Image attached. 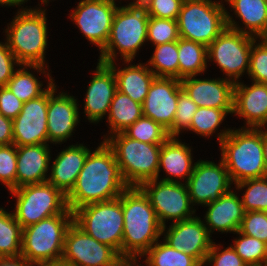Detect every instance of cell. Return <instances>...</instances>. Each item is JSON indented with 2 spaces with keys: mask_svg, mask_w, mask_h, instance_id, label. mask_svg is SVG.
Returning <instances> with one entry per match:
<instances>
[{
  "mask_svg": "<svg viewBox=\"0 0 267 266\" xmlns=\"http://www.w3.org/2000/svg\"><path fill=\"white\" fill-rule=\"evenodd\" d=\"M150 266H202L194 257L158 241L144 254Z\"/></svg>",
  "mask_w": 267,
  "mask_h": 266,
  "instance_id": "obj_34",
  "label": "cell"
},
{
  "mask_svg": "<svg viewBox=\"0 0 267 266\" xmlns=\"http://www.w3.org/2000/svg\"><path fill=\"white\" fill-rule=\"evenodd\" d=\"M142 116V104L117 90L108 112V123L111 127L110 133L113 135L123 132Z\"/></svg>",
  "mask_w": 267,
  "mask_h": 266,
  "instance_id": "obj_29",
  "label": "cell"
},
{
  "mask_svg": "<svg viewBox=\"0 0 267 266\" xmlns=\"http://www.w3.org/2000/svg\"><path fill=\"white\" fill-rule=\"evenodd\" d=\"M224 4L184 0L177 18L179 36L208 47L227 27Z\"/></svg>",
  "mask_w": 267,
  "mask_h": 266,
  "instance_id": "obj_9",
  "label": "cell"
},
{
  "mask_svg": "<svg viewBox=\"0 0 267 266\" xmlns=\"http://www.w3.org/2000/svg\"><path fill=\"white\" fill-rule=\"evenodd\" d=\"M225 163L199 160L195 162L193 173L186 182L192 205H207L229 192L231 184Z\"/></svg>",
  "mask_w": 267,
  "mask_h": 266,
  "instance_id": "obj_16",
  "label": "cell"
},
{
  "mask_svg": "<svg viewBox=\"0 0 267 266\" xmlns=\"http://www.w3.org/2000/svg\"><path fill=\"white\" fill-rule=\"evenodd\" d=\"M120 255L86 234L74 222L65 234L62 261L72 266H114Z\"/></svg>",
  "mask_w": 267,
  "mask_h": 266,
  "instance_id": "obj_14",
  "label": "cell"
},
{
  "mask_svg": "<svg viewBox=\"0 0 267 266\" xmlns=\"http://www.w3.org/2000/svg\"><path fill=\"white\" fill-rule=\"evenodd\" d=\"M235 233L239 235V239H236L234 246H231L243 261L248 266H265L267 261V244L239 231Z\"/></svg>",
  "mask_w": 267,
  "mask_h": 266,
  "instance_id": "obj_37",
  "label": "cell"
},
{
  "mask_svg": "<svg viewBox=\"0 0 267 266\" xmlns=\"http://www.w3.org/2000/svg\"><path fill=\"white\" fill-rule=\"evenodd\" d=\"M21 68L16 70L13 74V77L8 81L6 87L23 103L31 99L38 98L41 96L46 89H42L43 84L38 81V78L34 76L28 71V67L33 68L39 71L40 74L44 73L48 75L49 80H53L50 77L49 72L48 74L45 73V68L48 66H41V65H20ZM26 67V68H25Z\"/></svg>",
  "mask_w": 267,
  "mask_h": 266,
  "instance_id": "obj_31",
  "label": "cell"
},
{
  "mask_svg": "<svg viewBox=\"0 0 267 266\" xmlns=\"http://www.w3.org/2000/svg\"><path fill=\"white\" fill-rule=\"evenodd\" d=\"M117 8L114 0H81L70 18L101 51L108 41Z\"/></svg>",
  "mask_w": 267,
  "mask_h": 266,
  "instance_id": "obj_15",
  "label": "cell"
},
{
  "mask_svg": "<svg viewBox=\"0 0 267 266\" xmlns=\"http://www.w3.org/2000/svg\"><path fill=\"white\" fill-rule=\"evenodd\" d=\"M90 152L91 150L83 144H75L63 149L52 163L47 182L67 195L74 187Z\"/></svg>",
  "mask_w": 267,
  "mask_h": 266,
  "instance_id": "obj_25",
  "label": "cell"
},
{
  "mask_svg": "<svg viewBox=\"0 0 267 266\" xmlns=\"http://www.w3.org/2000/svg\"><path fill=\"white\" fill-rule=\"evenodd\" d=\"M149 15L142 4L120 6L115 12L110 35L105 47L100 51L101 63H112L117 59L116 50L123 61L131 63L137 50L147 41ZM116 48V49H115Z\"/></svg>",
  "mask_w": 267,
  "mask_h": 266,
  "instance_id": "obj_4",
  "label": "cell"
},
{
  "mask_svg": "<svg viewBox=\"0 0 267 266\" xmlns=\"http://www.w3.org/2000/svg\"><path fill=\"white\" fill-rule=\"evenodd\" d=\"M13 120L0 113V145L13 144Z\"/></svg>",
  "mask_w": 267,
  "mask_h": 266,
  "instance_id": "obj_48",
  "label": "cell"
},
{
  "mask_svg": "<svg viewBox=\"0 0 267 266\" xmlns=\"http://www.w3.org/2000/svg\"><path fill=\"white\" fill-rule=\"evenodd\" d=\"M180 38L177 20L156 18L149 16L147 25V41L154 46L173 41Z\"/></svg>",
  "mask_w": 267,
  "mask_h": 266,
  "instance_id": "obj_39",
  "label": "cell"
},
{
  "mask_svg": "<svg viewBox=\"0 0 267 266\" xmlns=\"http://www.w3.org/2000/svg\"><path fill=\"white\" fill-rule=\"evenodd\" d=\"M28 0H26V2H27ZM42 1V4H47L48 2H49V0H41Z\"/></svg>",
  "mask_w": 267,
  "mask_h": 266,
  "instance_id": "obj_55",
  "label": "cell"
},
{
  "mask_svg": "<svg viewBox=\"0 0 267 266\" xmlns=\"http://www.w3.org/2000/svg\"><path fill=\"white\" fill-rule=\"evenodd\" d=\"M17 146L0 145V182L11 191L16 189Z\"/></svg>",
  "mask_w": 267,
  "mask_h": 266,
  "instance_id": "obj_42",
  "label": "cell"
},
{
  "mask_svg": "<svg viewBox=\"0 0 267 266\" xmlns=\"http://www.w3.org/2000/svg\"><path fill=\"white\" fill-rule=\"evenodd\" d=\"M105 137L114 151L122 177L128 187H139L157 179L161 144L144 143L127 137L123 132Z\"/></svg>",
  "mask_w": 267,
  "mask_h": 266,
  "instance_id": "obj_6",
  "label": "cell"
},
{
  "mask_svg": "<svg viewBox=\"0 0 267 266\" xmlns=\"http://www.w3.org/2000/svg\"><path fill=\"white\" fill-rule=\"evenodd\" d=\"M26 0H0V5H8V6H21L23 3H25Z\"/></svg>",
  "mask_w": 267,
  "mask_h": 266,
  "instance_id": "obj_52",
  "label": "cell"
},
{
  "mask_svg": "<svg viewBox=\"0 0 267 266\" xmlns=\"http://www.w3.org/2000/svg\"><path fill=\"white\" fill-rule=\"evenodd\" d=\"M22 9L7 26L6 42L20 65L45 66L48 41L45 10Z\"/></svg>",
  "mask_w": 267,
  "mask_h": 266,
  "instance_id": "obj_5",
  "label": "cell"
},
{
  "mask_svg": "<svg viewBox=\"0 0 267 266\" xmlns=\"http://www.w3.org/2000/svg\"><path fill=\"white\" fill-rule=\"evenodd\" d=\"M233 113L245 118L247 128L266 127L267 84L253 82L251 86H246L242 82H236Z\"/></svg>",
  "mask_w": 267,
  "mask_h": 266,
  "instance_id": "obj_22",
  "label": "cell"
},
{
  "mask_svg": "<svg viewBox=\"0 0 267 266\" xmlns=\"http://www.w3.org/2000/svg\"><path fill=\"white\" fill-rule=\"evenodd\" d=\"M219 249L221 248L213 242L203 266L212 263V266H248L231 245L222 251Z\"/></svg>",
  "mask_w": 267,
  "mask_h": 266,
  "instance_id": "obj_45",
  "label": "cell"
},
{
  "mask_svg": "<svg viewBox=\"0 0 267 266\" xmlns=\"http://www.w3.org/2000/svg\"><path fill=\"white\" fill-rule=\"evenodd\" d=\"M235 185L238 190L247 187L241 198L245 212H267V176L244 180Z\"/></svg>",
  "mask_w": 267,
  "mask_h": 266,
  "instance_id": "obj_36",
  "label": "cell"
},
{
  "mask_svg": "<svg viewBox=\"0 0 267 266\" xmlns=\"http://www.w3.org/2000/svg\"><path fill=\"white\" fill-rule=\"evenodd\" d=\"M206 206L209 208L204 216V223H206L209 234L214 230L222 233H234L239 230L245 211L237 193L230 190Z\"/></svg>",
  "mask_w": 267,
  "mask_h": 266,
  "instance_id": "obj_24",
  "label": "cell"
},
{
  "mask_svg": "<svg viewBox=\"0 0 267 266\" xmlns=\"http://www.w3.org/2000/svg\"><path fill=\"white\" fill-rule=\"evenodd\" d=\"M72 222L73 214H59L23 228L21 255L33 266L62 260L65 234Z\"/></svg>",
  "mask_w": 267,
  "mask_h": 266,
  "instance_id": "obj_7",
  "label": "cell"
},
{
  "mask_svg": "<svg viewBox=\"0 0 267 266\" xmlns=\"http://www.w3.org/2000/svg\"><path fill=\"white\" fill-rule=\"evenodd\" d=\"M0 266H33L23 255L0 257Z\"/></svg>",
  "mask_w": 267,
  "mask_h": 266,
  "instance_id": "obj_49",
  "label": "cell"
},
{
  "mask_svg": "<svg viewBox=\"0 0 267 266\" xmlns=\"http://www.w3.org/2000/svg\"><path fill=\"white\" fill-rule=\"evenodd\" d=\"M20 66L7 42H0V87L6 86L15 72L14 65Z\"/></svg>",
  "mask_w": 267,
  "mask_h": 266,
  "instance_id": "obj_46",
  "label": "cell"
},
{
  "mask_svg": "<svg viewBox=\"0 0 267 266\" xmlns=\"http://www.w3.org/2000/svg\"><path fill=\"white\" fill-rule=\"evenodd\" d=\"M227 114L224 109L198 107L188 130L200 134V136H212Z\"/></svg>",
  "mask_w": 267,
  "mask_h": 266,
  "instance_id": "obj_38",
  "label": "cell"
},
{
  "mask_svg": "<svg viewBox=\"0 0 267 266\" xmlns=\"http://www.w3.org/2000/svg\"><path fill=\"white\" fill-rule=\"evenodd\" d=\"M263 38L267 41V34Z\"/></svg>",
  "mask_w": 267,
  "mask_h": 266,
  "instance_id": "obj_56",
  "label": "cell"
},
{
  "mask_svg": "<svg viewBox=\"0 0 267 266\" xmlns=\"http://www.w3.org/2000/svg\"><path fill=\"white\" fill-rule=\"evenodd\" d=\"M225 2H228L229 6L231 5L235 10V15L240 17L245 25V29L240 28L226 10L228 28L259 39L267 34V0H225Z\"/></svg>",
  "mask_w": 267,
  "mask_h": 266,
  "instance_id": "obj_26",
  "label": "cell"
},
{
  "mask_svg": "<svg viewBox=\"0 0 267 266\" xmlns=\"http://www.w3.org/2000/svg\"><path fill=\"white\" fill-rule=\"evenodd\" d=\"M263 127L261 126V139H262V148H263V157L264 162L267 167V129L263 131Z\"/></svg>",
  "mask_w": 267,
  "mask_h": 266,
  "instance_id": "obj_51",
  "label": "cell"
},
{
  "mask_svg": "<svg viewBox=\"0 0 267 266\" xmlns=\"http://www.w3.org/2000/svg\"><path fill=\"white\" fill-rule=\"evenodd\" d=\"M254 36L226 27L207 47L208 62L216 63L228 80L236 83L249 71L250 51Z\"/></svg>",
  "mask_w": 267,
  "mask_h": 266,
  "instance_id": "obj_12",
  "label": "cell"
},
{
  "mask_svg": "<svg viewBox=\"0 0 267 266\" xmlns=\"http://www.w3.org/2000/svg\"><path fill=\"white\" fill-rule=\"evenodd\" d=\"M238 231L267 244V212H245Z\"/></svg>",
  "mask_w": 267,
  "mask_h": 266,
  "instance_id": "obj_43",
  "label": "cell"
},
{
  "mask_svg": "<svg viewBox=\"0 0 267 266\" xmlns=\"http://www.w3.org/2000/svg\"><path fill=\"white\" fill-rule=\"evenodd\" d=\"M178 64V41H173L156 45L147 65L156 77L178 79Z\"/></svg>",
  "mask_w": 267,
  "mask_h": 266,
  "instance_id": "obj_32",
  "label": "cell"
},
{
  "mask_svg": "<svg viewBox=\"0 0 267 266\" xmlns=\"http://www.w3.org/2000/svg\"><path fill=\"white\" fill-rule=\"evenodd\" d=\"M116 78L117 90L128 95L132 100L143 104L149 91L151 82L156 77L146 64L129 65L123 69H116L114 62L108 63Z\"/></svg>",
  "mask_w": 267,
  "mask_h": 266,
  "instance_id": "obj_27",
  "label": "cell"
},
{
  "mask_svg": "<svg viewBox=\"0 0 267 266\" xmlns=\"http://www.w3.org/2000/svg\"><path fill=\"white\" fill-rule=\"evenodd\" d=\"M191 151L185 143L180 142L176 137H170L165 143L161 144L157 179H159L162 168L167 176L186 179V183L195 166V163L192 164Z\"/></svg>",
  "mask_w": 267,
  "mask_h": 266,
  "instance_id": "obj_28",
  "label": "cell"
},
{
  "mask_svg": "<svg viewBox=\"0 0 267 266\" xmlns=\"http://www.w3.org/2000/svg\"><path fill=\"white\" fill-rule=\"evenodd\" d=\"M167 177L144 182L139 188L148 197L154 208L157 219L162 226V235L166 229V219L175 222L193 218L195 209H192L186 183ZM192 209V210H191Z\"/></svg>",
  "mask_w": 267,
  "mask_h": 266,
  "instance_id": "obj_11",
  "label": "cell"
},
{
  "mask_svg": "<svg viewBox=\"0 0 267 266\" xmlns=\"http://www.w3.org/2000/svg\"><path fill=\"white\" fill-rule=\"evenodd\" d=\"M207 59L206 46L181 37L178 39V79L203 73Z\"/></svg>",
  "mask_w": 267,
  "mask_h": 266,
  "instance_id": "obj_30",
  "label": "cell"
},
{
  "mask_svg": "<svg viewBox=\"0 0 267 266\" xmlns=\"http://www.w3.org/2000/svg\"><path fill=\"white\" fill-rule=\"evenodd\" d=\"M53 82L49 80L46 91L41 96L23 103L21 112L13 120V144L15 146L47 144L48 100L56 92Z\"/></svg>",
  "mask_w": 267,
  "mask_h": 266,
  "instance_id": "obj_13",
  "label": "cell"
},
{
  "mask_svg": "<svg viewBox=\"0 0 267 266\" xmlns=\"http://www.w3.org/2000/svg\"><path fill=\"white\" fill-rule=\"evenodd\" d=\"M73 222L98 242L122 255L124 218L120 197L82 206L73 212Z\"/></svg>",
  "mask_w": 267,
  "mask_h": 266,
  "instance_id": "obj_8",
  "label": "cell"
},
{
  "mask_svg": "<svg viewBox=\"0 0 267 266\" xmlns=\"http://www.w3.org/2000/svg\"><path fill=\"white\" fill-rule=\"evenodd\" d=\"M137 261L138 260L136 255H120L117 258L114 266H141V264L136 265ZM145 263L147 264V266H150L147 260H145Z\"/></svg>",
  "mask_w": 267,
  "mask_h": 266,
  "instance_id": "obj_50",
  "label": "cell"
},
{
  "mask_svg": "<svg viewBox=\"0 0 267 266\" xmlns=\"http://www.w3.org/2000/svg\"><path fill=\"white\" fill-rule=\"evenodd\" d=\"M123 133L129 138L150 144H163L170 138L167 129L145 116L140 117Z\"/></svg>",
  "mask_w": 267,
  "mask_h": 266,
  "instance_id": "obj_35",
  "label": "cell"
},
{
  "mask_svg": "<svg viewBox=\"0 0 267 266\" xmlns=\"http://www.w3.org/2000/svg\"><path fill=\"white\" fill-rule=\"evenodd\" d=\"M22 227L9 213L0 208V257L21 255Z\"/></svg>",
  "mask_w": 267,
  "mask_h": 266,
  "instance_id": "obj_33",
  "label": "cell"
},
{
  "mask_svg": "<svg viewBox=\"0 0 267 266\" xmlns=\"http://www.w3.org/2000/svg\"><path fill=\"white\" fill-rule=\"evenodd\" d=\"M23 102L18 99L6 86L0 87V113L14 120L21 112Z\"/></svg>",
  "mask_w": 267,
  "mask_h": 266,
  "instance_id": "obj_47",
  "label": "cell"
},
{
  "mask_svg": "<svg viewBox=\"0 0 267 266\" xmlns=\"http://www.w3.org/2000/svg\"><path fill=\"white\" fill-rule=\"evenodd\" d=\"M222 160L234 184L267 176L261 127L227 129L218 133Z\"/></svg>",
  "mask_w": 267,
  "mask_h": 266,
  "instance_id": "obj_2",
  "label": "cell"
},
{
  "mask_svg": "<svg viewBox=\"0 0 267 266\" xmlns=\"http://www.w3.org/2000/svg\"><path fill=\"white\" fill-rule=\"evenodd\" d=\"M181 88L180 79L155 77L142 104L143 116L169 130L173 126Z\"/></svg>",
  "mask_w": 267,
  "mask_h": 266,
  "instance_id": "obj_18",
  "label": "cell"
},
{
  "mask_svg": "<svg viewBox=\"0 0 267 266\" xmlns=\"http://www.w3.org/2000/svg\"><path fill=\"white\" fill-rule=\"evenodd\" d=\"M37 266H72V265L60 260V261H55V262L43 263Z\"/></svg>",
  "mask_w": 267,
  "mask_h": 266,
  "instance_id": "obj_53",
  "label": "cell"
},
{
  "mask_svg": "<svg viewBox=\"0 0 267 266\" xmlns=\"http://www.w3.org/2000/svg\"><path fill=\"white\" fill-rule=\"evenodd\" d=\"M53 93L48 100L47 129L48 142H65L74 131L79 122V108L77 99L61 92L55 96Z\"/></svg>",
  "mask_w": 267,
  "mask_h": 266,
  "instance_id": "obj_21",
  "label": "cell"
},
{
  "mask_svg": "<svg viewBox=\"0 0 267 266\" xmlns=\"http://www.w3.org/2000/svg\"><path fill=\"white\" fill-rule=\"evenodd\" d=\"M184 0H145L143 6L151 17L177 20Z\"/></svg>",
  "mask_w": 267,
  "mask_h": 266,
  "instance_id": "obj_44",
  "label": "cell"
},
{
  "mask_svg": "<svg viewBox=\"0 0 267 266\" xmlns=\"http://www.w3.org/2000/svg\"><path fill=\"white\" fill-rule=\"evenodd\" d=\"M145 0H134L133 2H130L129 4H143Z\"/></svg>",
  "mask_w": 267,
  "mask_h": 266,
  "instance_id": "obj_54",
  "label": "cell"
},
{
  "mask_svg": "<svg viewBox=\"0 0 267 266\" xmlns=\"http://www.w3.org/2000/svg\"><path fill=\"white\" fill-rule=\"evenodd\" d=\"M48 146H17L16 188L47 182V171L51 161Z\"/></svg>",
  "mask_w": 267,
  "mask_h": 266,
  "instance_id": "obj_23",
  "label": "cell"
},
{
  "mask_svg": "<svg viewBox=\"0 0 267 266\" xmlns=\"http://www.w3.org/2000/svg\"><path fill=\"white\" fill-rule=\"evenodd\" d=\"M16 197L14 218L22 229L59 214H73L66 195L52 184L25 185L10 191Z\"/></svg>",
  "mask_w": 267,
  "mask_h": 266,
  "instance_id": "obj_10",
  "label": "cell"
},
{
  "mask_svg": "<svg viewBox=\"0 0 267 266\" xmlns=\"http://www.w3.org/2000/svg\"><path fill=\"white\" fill-rule=\"evenodd\" d=\"M122 210V255L141 258L162 236V226L148 197L139 187H128L122 192Z\"/></svg>",
  "mask_w": 267,
  "mask_h": 266,
  "instance_id": "obj_3",
  "label": "cell"
},
{
  "mask_svg": "<svg viewBox=\"0 0 267 266\" xmlns=\"http://www.w3.org/2000/svg\"><path fill=\"white\" fill-rule=\"evenodd\" d=\"M167 229L163 240L177 251L194 257L203 266L213 241L200 217L172 221Z\"/></svg>",
  "mask_w": 267,
  "mask_h": 266,
  "instance_id": "obj_17",
  "label": "cell"
},
{
  "mask_svg": "<svg viewBox=\"0 0 267 266\" xmlns=\"http://www.w3.org/2000/svg\"><path fill=\"white\" fill-rule=\"evenodd\" d=\"M190 76L181 79L182 89L198 107L224 109L233 114L235 83L226 78L197 79Z\"/></svg>",
  "mask_w": 267,
  "mask_h": 266,
  "instance_id": "obj_19",
  "label": "cell"
},
{
  "mask_svg": "<svg viewBox=\"0 0 267 266\" xmlns=\"http://www.w3.org/2000/svg\"><path fill=\"white\" fill-rule=\"evenodd\" d=\"M116 91L117 84L113 69L108 64L98 61L84 103V113L91 123L99 122L109 112Z\"/></svg>",
  "mask_w": 267,
  "mask_h": 266,
  "instance_id": "obj_20",
  "label": "cell"
},
{
  "mask_svg": "<svg viewBox=\"0 0 267 266\" xmlns=\"http://www.w3.org/2000/svg\"><path fill=\"white\" fill-rule=\"evenodd\" d=\"M261 40L257 45L256 39L252 43L247 74L252 82L267 84V41Z\"/></svg>",
  "mask_w": 267,
  "mask_h": 266,
  "instance_id": "obj_41",
  "label": "cell"
},
{
  "mask_svg": "<svg viewBox=\"0 0 267 266\" xmlns=\"http://www.w3.org/2000/svg\"><path fill=\"white\" fill-rule=\"evenodd\" d=\"M198 106L192 101L188 94L181 88L177 100V108L174 116L173 126L168 130L170 137H177L181 130L188 131L192 117Z\"/></svg>",
  "mask_w": 267,
  "mask_h": 266,
  "instance_id": "obj_40",
  "label": "cell"
},
{
  "mask_svg": "<svg viewBox=\"0 0 267 266\" xmlns=\"http://www.w3.org/2000/svg\"><path fill=\"white\" fill-rule=\"evenodd\" d=\"M127 188L114 151L103 141L87 155L74 187L66 195L67 206L74 212L88 204L118 198Z\"/></svg>",
  "mask_w": 267,
  "mask_h": 266,
  "instance_id": "obj_1",
  "label": "cell"
}]
</instances>
